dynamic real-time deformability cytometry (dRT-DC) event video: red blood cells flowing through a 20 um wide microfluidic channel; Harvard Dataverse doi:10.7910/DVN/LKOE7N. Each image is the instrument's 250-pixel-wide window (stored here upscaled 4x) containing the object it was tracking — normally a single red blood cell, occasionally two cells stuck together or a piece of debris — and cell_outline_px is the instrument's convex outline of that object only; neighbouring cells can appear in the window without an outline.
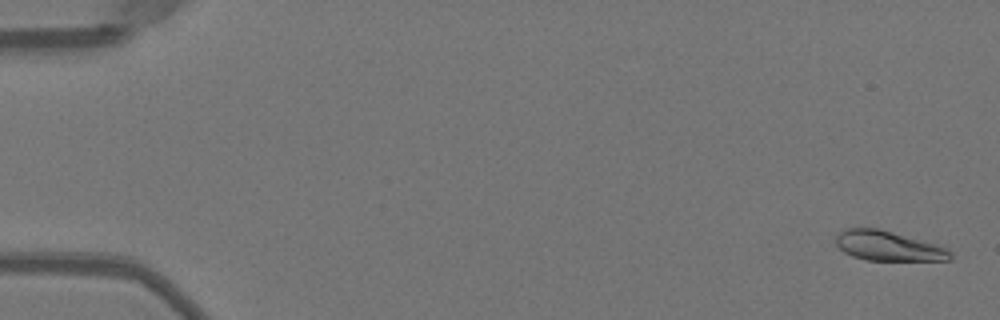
{"species": "Egyptian fruit bat (a non-hibernating species)", "species_latin": "Rousettus aegyptiacus", "temperature_condition": "warm", "stored_images_in_passage": 11, "camera_frame_rate_fps": 3000, "um_per_image_px": 0.085, "animal": {"sex": "female"}, "frame": {"image": 1, "passage_image": 2, "time_ms": 0.333, "image_size_px": [1000, 320], "cell_outline_px": [[952, 260], [864, 260], [852, 256], [844, 252], [836, 244], [836, 236], [844, 228], [876, 228], [892, 232], [948, 248], [952, 252]], "centroid_in_image_um": [75.48, 20.91], "position_along_channel_um": 9.5, "area_um2": 19.65}}